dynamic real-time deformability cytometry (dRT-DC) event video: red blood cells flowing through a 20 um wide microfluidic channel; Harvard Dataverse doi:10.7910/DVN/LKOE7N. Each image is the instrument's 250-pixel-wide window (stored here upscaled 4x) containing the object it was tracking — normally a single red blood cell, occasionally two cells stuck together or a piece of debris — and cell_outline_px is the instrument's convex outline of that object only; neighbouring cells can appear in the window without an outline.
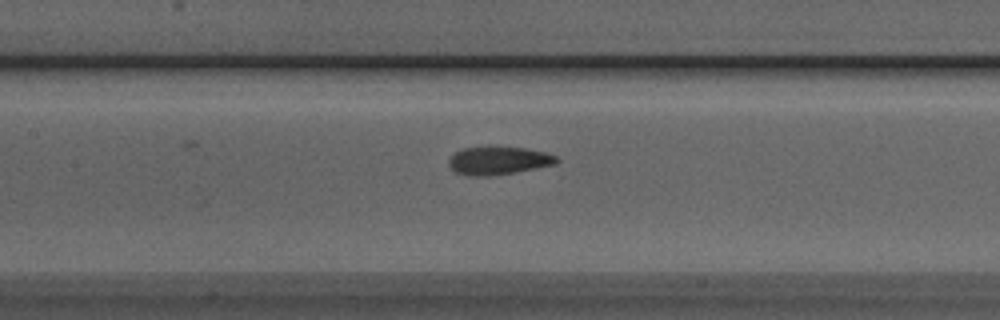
{"species": "Egyptian fruit bat (a non-hibernating species)", "species_latin": "Rousettus aegyptiacus", "temperature_condition": "room temperature", "stored_images_in_passage": 31, "camera_frame_rate_fps": 3000, "um_per_image_px": 0.085, "animal": {"sex": "male"}, "frame": {"image": 1, "passage_image": 8, "time_ms": 2.333, "image_size_px": [1000, 320], "cell_outline_px": [[560, 160], [556, 164], [516, 172], [488, 176], [468, 176], [456, 172], [448, 164], [448, 160], [456, 152], [464, 148], [524, 148], [544, 152], [556, 156]], "centroid_in_image_um": [42.38, 13.68], "position_along_channel_um": 165.0, "area_um2": 17.22}}
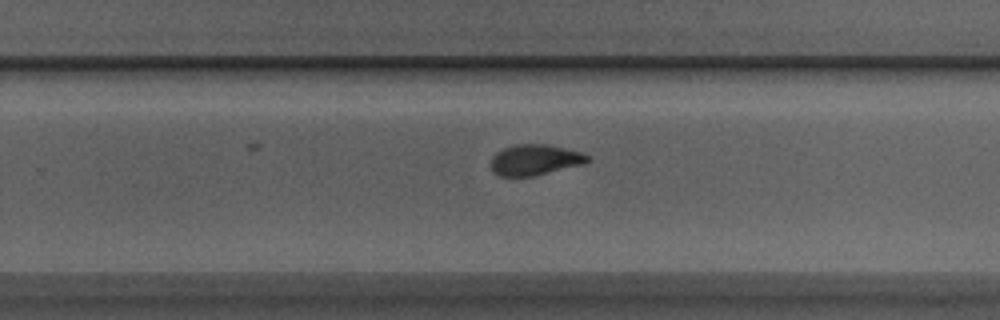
{"frame": {"image": 2, "passage_image": 17, "time_ms": 5.333, "image_size_px": [1000, 320], "cell_outline_px": [[588, 160], [584, 164], [532, 176], [500, 176], [492, 168], [492, 156], [496, 152], [504, 148], [516, 144], [548, 144], [580, 152], [588, 156]], "centroid_in_image_um": [45.46, 13.58], "position_along_channel_um": 284.3, "area_um2": 16.99}}
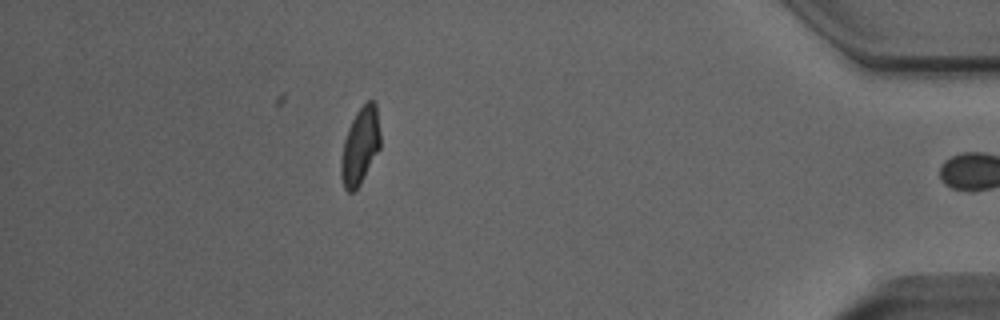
{"frame": {"image": 3, "passage_image": 30, "time_ms": 9.667, "image_size_px": [1000, 320], "cell_outline_px": [[380, 148], [360, 184], [352, 192], [348, 192], [344, 188], [340, 176], [340, 160], [344, 140], [348, 128], [356, 112], [368, 100], [372, 100], [376, 104], [380, 132]], "centroid_in_image_um": [30.6, 12.42], "position_along_channel_um": 404.6, "area_um2": 17.57}}